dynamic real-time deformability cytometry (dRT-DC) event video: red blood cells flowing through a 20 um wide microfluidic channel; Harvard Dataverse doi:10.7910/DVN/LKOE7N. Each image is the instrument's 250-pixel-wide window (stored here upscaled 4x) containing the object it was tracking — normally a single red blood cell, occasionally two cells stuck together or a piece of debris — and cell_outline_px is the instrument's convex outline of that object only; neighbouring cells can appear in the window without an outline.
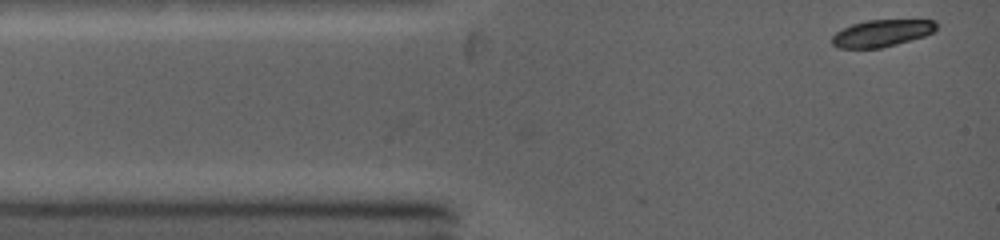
{"species": "common noctule bat (a hibernating species)", "species_latin": "Nyctalus noctula", "temperature_condition": "warm", "stored_images_in_passage": 43, "camera_frame_rate_fps": 5000, "um_per_image_px": 0.085, "animal": {"sex": "female", "body_mass_g": 19.0, "forearm_length_mm": 53.3}, "frame": {"image": 1, "passage_image": 1, "time_ms": 0.0, "image_size_px": [1000, 240], "cell_outline_px": [[936, 28], [932, 32], [924, 36], [896, 44], [880, 48], [840, 48], [832, 44], [832, 36], [836, 32], [852, 24], [864, 20], [936, 20]], "centroid_in_image_um": [74.93, 2.82], "position_along_channel_um": 10.1, "area_um2": 16.24}}
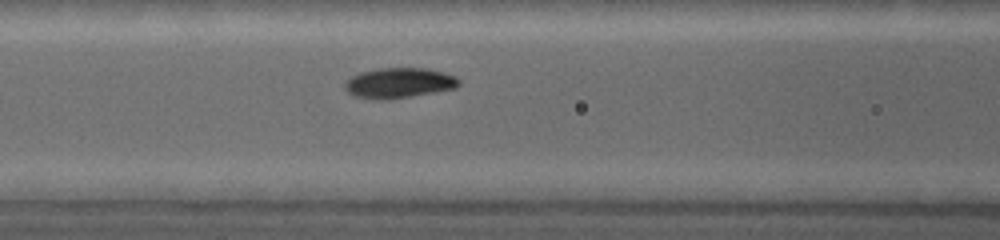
{"frame": {"image": 2, "passage_image": 17, "time_ms": 4.0, "image_size_px": [1000, 240], "cell_outline_px": [[460, 84], [456, 88], [436, 92], [388, 100], [372, 100], [356, 96], [348, 92], [344, 88], [344, 84], [352, 76], [360, 72], [380, 68], [424, 68], [444, 72], [456, 76], [460, 80]], "centroid_in_image_um": [33.93, 7.06], "position_along_channel_um": 132.7, "area_um2": 20.29}}
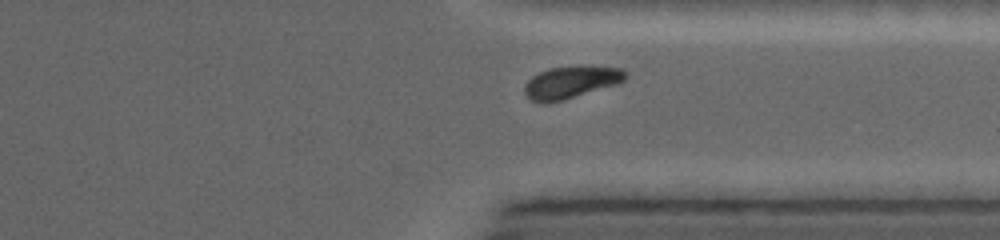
{"frame": {"image": 3, "passage_image": 39, "time_ms": 9.4, "image_size_px": [1000, 240], "cell_outline_px": [[628, 72], [624, 80], [616, 84], [564, 100], [532, 100], [524, 92], [524, 88], [528, 80], [532, 76], [540, 72], [552, 68], [624, 68]], "centroid_in_image_um": [48.56, 6.99], "position_along_channel_um": 362.8, "area_um2": 17.74}, "authors_computed_cell_mechanics": {"area_um2": 18.5538, "velocity_mm_per_s": 4.2694, "shape_relaxation_time_tau1_ms": 1.5341, "shape_relaxation_time_tau2_ms": 9.05, "deformation_change_tau1": 0.1276, "deformation_change_tau2": 0.12}}